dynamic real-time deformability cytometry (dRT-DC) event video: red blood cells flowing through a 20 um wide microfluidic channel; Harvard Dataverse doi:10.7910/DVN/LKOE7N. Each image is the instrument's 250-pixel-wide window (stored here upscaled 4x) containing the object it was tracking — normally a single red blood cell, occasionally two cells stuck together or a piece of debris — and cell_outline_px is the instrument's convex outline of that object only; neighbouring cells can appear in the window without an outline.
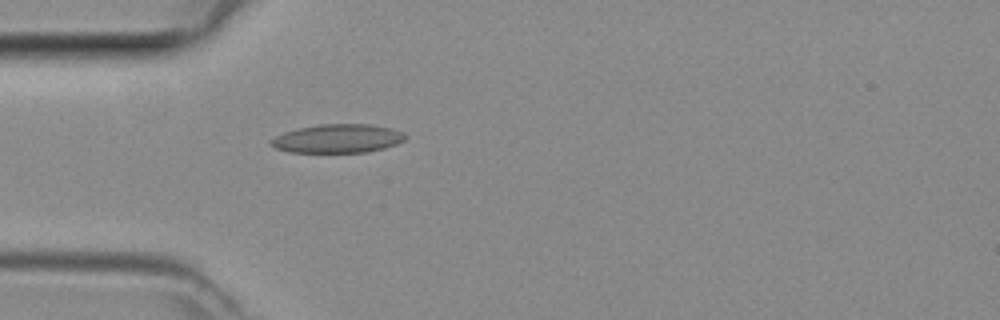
{"species": "common noctule bat (a hibernating species)", "species_latin": "Nyctalus noctula", "temperature_condition": "room temperature", "stored_images_in_passage": 3, "camera_frame_rate_fps": 3000, "um_per_image_px": 0.085, "animal": {"sex": "female", "body_mass_g": 29.2, "forearm_length_mm": 56.3}, "frame": {"image": 1, "passage_image": 3, "time_ms": 0.667, "image_size_px": [1000, 320], "cell_outline_px": [[404, 140], [396, 144], [384, 148], [364, 152], [288, 152], [276, 148], [268, 144], [268, 140], [284, 132], [300, 128], [320, 124], [368, 124], [392, 128], [404, 132]], "centroid_in_image_um": [28.67, 11.77], "position_along_channel_um": 56.3, "area_um2": 22.37}}